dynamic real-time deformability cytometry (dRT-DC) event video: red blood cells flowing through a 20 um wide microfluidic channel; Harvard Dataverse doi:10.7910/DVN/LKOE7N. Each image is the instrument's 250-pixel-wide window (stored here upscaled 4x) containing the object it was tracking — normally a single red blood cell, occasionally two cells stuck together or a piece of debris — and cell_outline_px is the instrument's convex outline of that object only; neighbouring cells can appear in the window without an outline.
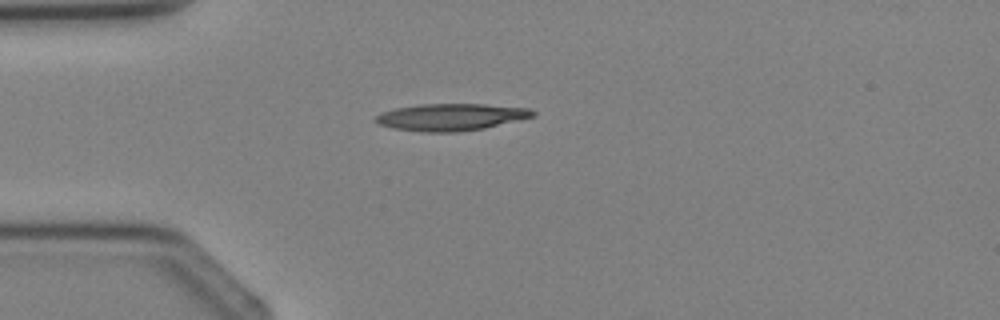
{"species": "Egyptian fruit bat (a non-hibernating species)", "species_latin": "Rousettus aegyptiacus", "temperature_condition": "cold", "stored_images_in_passage": 1, "camera_frame_rate_fps": 3000, "um_per_image_px": 0.085, "animal": {"sex": "female"}, "frame": {"image": 1, "passage_image": 1, "time_ms": 0.0, "image_size_px": [1000, 320], "cell_outline_px": [[536, 116], [484, 128], [456, 132], [420, 132], [392, 128], [380, 124], [372, 120], [376, 116], [384, 112], [396, 108], [420, 104], [484, 104], [532, 108], [536, 112]], "centroid_in_image_um": [38.36, 9.95], "position_along_channel_um": 46.6, "area_um2": 24.8}}